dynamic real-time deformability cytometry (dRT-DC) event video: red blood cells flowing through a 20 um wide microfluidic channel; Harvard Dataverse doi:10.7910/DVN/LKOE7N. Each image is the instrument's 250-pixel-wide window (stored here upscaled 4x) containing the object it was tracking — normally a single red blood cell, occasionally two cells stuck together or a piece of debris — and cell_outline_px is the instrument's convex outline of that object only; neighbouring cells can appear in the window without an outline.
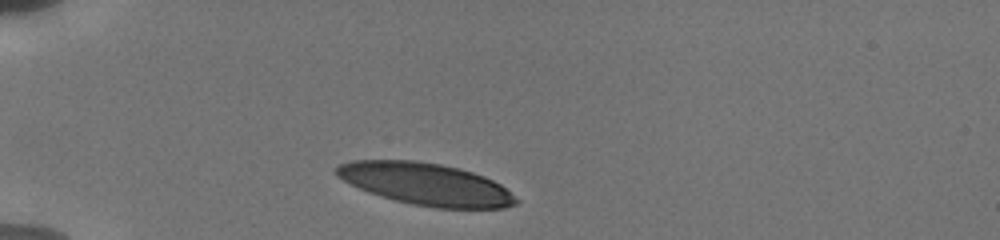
{"species": "human", "species_latin": "Homo sapiens", "temperature_condition": "cold", "stored_images_in_passage": 2, "camera_frame_rate_fps": 3000, "um_per_image_px": 0.085, "donor": {"sex": "male"}, "frame": {"image": 1, "passage_image": 1, "time_ms": 0.0, "image_size_px": [1000, 240], "cell_outline_px": [[520, 200], [516, 204], [504, 208], [436, 208], [412, 204], [380, 196], [368, 192], [336, 176], [336, 168], [340, 164], [352, 160], [416, 160], [440, 164], [460, 168], [484, 176], [500, 184]], "centroid_in_image_um": [36.22, 15.64], "position_along_channel_um": 48.8, "area_um2": 43.93}}